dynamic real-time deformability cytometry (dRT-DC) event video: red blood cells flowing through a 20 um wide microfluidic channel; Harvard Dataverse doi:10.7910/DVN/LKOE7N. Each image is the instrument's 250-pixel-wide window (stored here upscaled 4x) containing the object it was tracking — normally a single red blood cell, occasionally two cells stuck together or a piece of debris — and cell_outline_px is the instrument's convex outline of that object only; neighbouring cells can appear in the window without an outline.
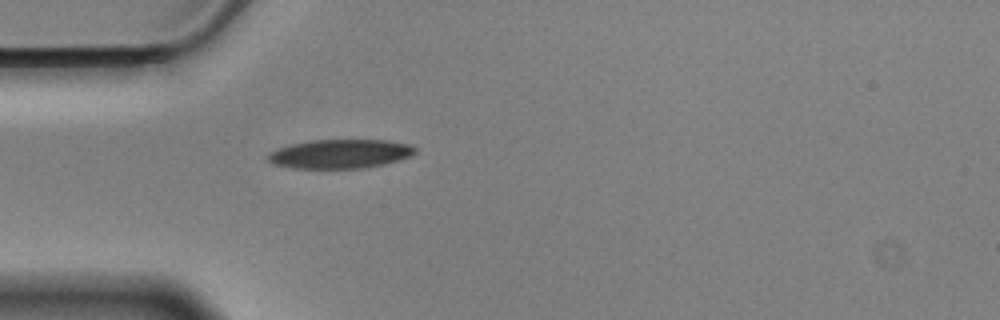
{"species": "Egyptian fruit bat (a non-hibernating species)", "species_latin": "Rousettus aegyptiacus", "temperature_condition": "cold", "stored_images_in_passage": 41, "camera_frame_rate_fps": 3000, "um_per_image_px": 0.085, "animal": {"sex": "male"}, "frame": {"image": 1, "passage_image": 1, "time_ms": 0.0, "image_size_px": [1000, 320], "cell_outline_px": [[416, 152], [408, 156], [384, 164], [364, 168], [292, 168], [272, 164], [268, 160], [268, 156], [276, 148], [292, 144], [312, 140], [384, 140], [408, 144], [416, 148]], "centroid_in_image_um": [28.88, 13.08], "position_along_channel_um": 56.1, "area_um2": 24.62}}
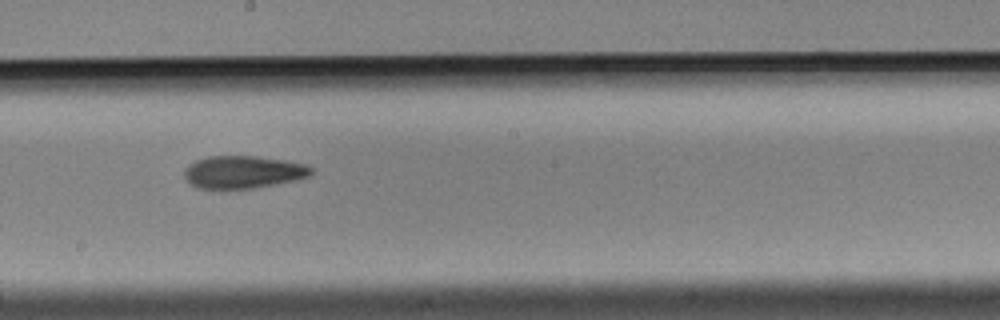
{"frame": {"image": 2, "passage_image": 16, "time_ms": 5.0, "image_size_px": [1000, 320], "cell_outline_px": [[312, 172], [308, 176], [296, 180], [276, 184], [252, 188], [196, 188], [184, 176], [184, 168], [188, 164], [196, 160], [208, 156], [256, 156], [288, 160], [304, 164], [312, 168]], "centroid_in_image_um": [20.66, 14.61], "position_along_channel_um": 227.5, "area_um2": 24.04}}
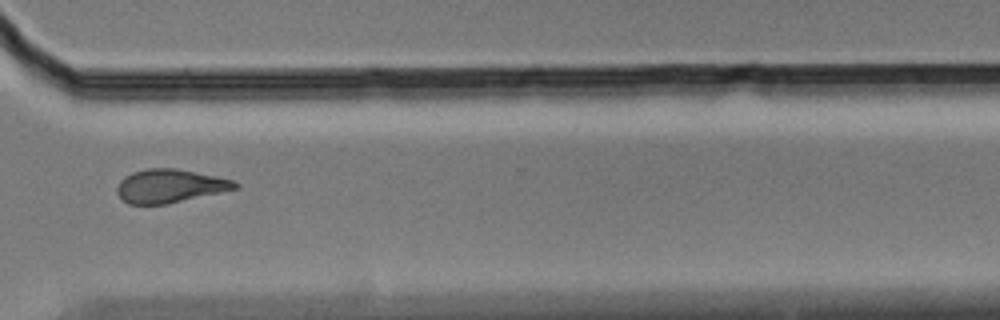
{"frame": {"image": 3, "passage_image": 27, "time_ms": 8.667, "image_size_px": [1000, 320], "cell_outline_px": [[240, 188], [168, 204], [128, 204], [116, 192], [116, 188], [120, 180], [124, 176], [132, 172], [148, 168], [176, 168], [236, 180], [240, 184]], "centroid_in_image_um": [14.47, 15.8], "position_along_channel_um": 356.1, "area_um2": 23.24}, "authors_computed_cell_mechanics": {"area_um2": 23.4668, "velocity_mm_per_s": 3.5164, "shape_relaxation_time_tau1_ms": 4.5809, "shape_relaxation_time_tau2_ms": 6.7557, "deformation_change_tau1": 0.1288, "deformation_change_tau2": 0.1501}}